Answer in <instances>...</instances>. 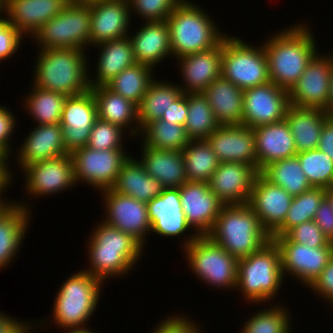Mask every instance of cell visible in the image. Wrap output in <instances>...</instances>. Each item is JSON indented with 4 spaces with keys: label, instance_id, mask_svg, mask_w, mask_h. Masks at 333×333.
I'll return each instance as SVG.
<instances>
[{
    "label": "cell",
    "instance_id": "cell-1",
    "mask_svg": "<svg viewBox=\"0 0 333 333\" xmlns=\"http://www.w3.org/2000/svg\"><path fill=\"white\" fill-rule=\"evenodd\" d=\"M295 24L273 33L261 43L268 59L270 81L288 92L319 52L314 31L305 22Z\"/></svg>",
    "mask_w": 333,
    "mask_h": 333
},
{
    "label": "cell",
    "instance_id": "cell-2",
    "mask_svg": "<svg viewBox=\"0 0 333 333\" xmlns=\"http://www.w3.org/2000/svg\"><path fill=\"white\" fill-rule=\"evenodd\" d=\"M93 229L92 236L90 235L89 242L86 243L90 267L83 271L103 283L111 277H123L129 274L144 253L143 245L132 235L102 220Z\"/></svg>",
    "mask_w": 333,
    "mask_h": 333
},
{
    "label": "cell",
    "instance_id": "cell-3",
    "mask_svg": "<svg viewBox=\"0 0 333 333\" xmlns=\"http://www.w3.org/2000/svg\"><path fill=\"white\" fill-rule=\"evenodd\" d=\"M88 58L86 51L77 48L40 49L32 83L67 97L83 94L90 90L89 76L93 75L89 73Z\"/></svg>",
    "mask_w": 333,
    "mask_h": 333
},
{
    "label": "cell",
    "instance_id": "cell-4",
    "mask_svg": "<svg viewBox=\"0 0 333 333\" xmlns=\"http://www.w3.org/2000/svg\"><path fill=\"white\" fill-rule=\"evenodd\" d=\"M207 236L237 259L260 250L271 240L248 203L224 205Z\"/></svg>",
    "mask_w": 333,
    "mask_h": 333
},
{
    "label": "cell",
    "instance_id": "cell-5",
    "mask_svg": "<svg viewBox=\"0 0 333 333\" xmlns=\"http://www.w3.org/2000/svg\"><path fill=\"white\" fill-rule=\"evenodd\" d=\"M208 13L190 0H183L172 11L166 22L173 59L212 49L227 35Z\"/></svg>",
    "mask_w": 333,
    "mask_h": 333
},
{
    "label": "cell",
    "instance_id": "cell-6",
    "mask_svg": "<svg viewBox=\"0 0 333 333\" xmlns=\"http://www.w3.org/2000/svg\"><path fill=\"white\" fill-rule=\"evenodd\" d=\"M61 285L53 302V324L62 328L63 332L91 330L85 325L99 305L101 288L105 284L81 269L67 277Z\"/></svg>",
    "mask_w": 333,
    "mask_h": 333
},
{
    "label": "cell",
    "instance_id": "cell-7",
    "mask_svg": "<svg viewBox=\"0 0 333 333\" xmlns=\"http://www.w3.org/2000/svg\"><path fill=\"white\" fill-rule=\"evenodd\" d=\"M281 255L271 239L260 250L238 259L236 290L243 294L248 303H268L284 282Z\"/></svg>",
    "mask_w": 333,
    "mask_h": 333
},
{
    "label": "cell",
    "instance_id": "cell-8",
    "mask_svg": "<svg viewBox=\"0 0 333 333\" xmlns=\"http://www.w3.org/2000/svg\"><path fill=\"white\" fill-rule=\"evenodd\" d=\"M222 76L243 90L270 82L263 45L251 46L237 36L226 35L222 40Z\"/></svg>",
    "mask_w": 333,
    "mask_h": 333
},
{
    "label": "cell",
    "instance_id": "cell-9",
    "mask_svg": "<svg viewBox=\"0 0 333 333\" xmlns=\"http://www.w3.org/2000/svg\"><path fill=\"white\" fill-rule=\"evenodd\" d=\"M90 29V5L70 2L41 26L32 38L40 49L77 48L87 51L91 46Z\"/></svg>",
    "mask_w": 333,
    "mask_h": 333
},
{
    "label": "cell",
    "instance_id": "cell-10",
    "mask_svg": "<svg viewBox=\"0 0 333 333\" xmlns=\"http://www.w3.org/2000/svg\"><path fill=\"white\" fill-rule=\"evenodd\" d=\"M182 250L189 269L200 281L221 290L236 289L238 259L208 236H198Z\"/></svg>",
    "mask_w": 333,
    "mask_h": 333
},
{
    "label": "cell",
    "instance_id": "cell-11",
    "mask_svg": "<svg viewBox=\"0 0 333 333\" xmlns=\"http://www.w3.org/2000/svg\"><path fill=\"white\" fill-rule=\"evenodd\" d=\"M124 149L96 150L87 146L71 153L74 162V179L91 185L96 190L110 189L123 162L129 157Z\"/></svg>",
    "mask_w": 333,
    "mask_h": 333
},
{
    "label": "cell",
    "instance_id": "cell-12",
    "mask_svg": "<svg viewBox=\"0 0 333 333\" xmlns=\"http://www.w3.org/2000/svg\"><path fill=\"white\" fill-rule=\"evenodd\" d=\"M271 239L279 248L284 278L295 277L303 286L308 287L333 257V246L313 248L290 241L285 235Z\"/></svg>",
    "mask_w": 333,
    "mask_h": 333
},
{
    "label": "cell",
    "instance_id": "cell-13",
    "mask_svg": "<svg viewBox=\"0 0 333 333\" xmlns=\"http://www.w3.org/2000/svg\"><path fill=\"white\" fill-rule=\"evenodd\" d=\"M332 54L317 53L312 58L297 83L288 92L290 105L318 108L327 112L333 66Z\"/></svg>",
    "mask_w": 333,
    "mask_h": 333
},
{
    "label": "cell",
    "instance_id": "cell-14",
    "mask_svg": "<svg viewBox=\"0 0 333 333\" xmlns=\"http://www.w3.org/2000/svg\"><path fill=\"white\" fill-rule=\"evenodd\" d=\"M99 192L103 193L104 213H106V217H103L102 221L132 235L145 246L146 237L151 233L146 203L119 194L111 188Z\"/></svg>",
    "mask_w": 333,
    "mask_h": 333
},
{
    "label": "cell",
    "instance_id": "cell-15",
    "mask_svg": "<svg viewBox=\"0 0 333 333\" xmlns=\"http://www.w3.org/2000/svg\"><path fill=\"white\" fill-rule=\"evenodd\" d=\"M290 106L288 91L273 82L247 88L243 98V125L250 128L280 122Z\"/></svg>",
    "mask_w": 333,
    "mask_h": 333
},
{
    "label": "cell",
    "instance_id": "cell-16",
    "mask_svg": "<svg viewBox=\"0 0 333 333\" xmlns=\"http://www.w3.org/2000/svg\"><path fill=\"white\" fill-rule=\"evenodd\" d=\"M22 171L25 191L33 198L49 197L76 186L71 154L30 164Z\"/></svg>",
    "mask_w": 333,
    "mask_h": 333
},
{
    "label": "cell",
    "instance_id": "cell-17",
    "mask_svg": "<svg viewBox=\"0 0 333 333\" xmlns=\"http://www.w3.org/2000/svg\"><path fill=\"white\" fill-rule=\"evenodd\" d=\"M151 231L160 237H180L187 231L184 244L181 247L189 246L197 237L192 228L187 224L179 188H164L163 192L146 203ZM190 229V230H189ZM192 231V234L190 233Z\"/></svg>",
    "mask_w": 333,
    "mask_h": 333
},
{
    "label": "cell",
    "instance_id": "cell-18",
    "mask_svg": "<svg viewBox=\"0 0 333 333\" xmlns=\"http://www.w3.org/2000/svg\"><path fill=\"white\" fill-rule=\"evenodd\" d=\"M179 194L187 224L198 236H207L224 204L207 182L187 181L179 187Z\"/></svg>",
    "mask_w": 333,
    "mask_h": 333
},
{
    "label": "cell",
    "instance_id": "cell-19",
    "mask_svg": "<svg viewBox=\"0 0 333 333\" xmlns=\"http://www.w3.org/2000/svg\"><path fill=\"white\" fill-rule=\"evenodd\" d=\"M97 119L96 103L91 90L66 98L60 125L63 128L65 149L70 154L75 149L87 146Z\"/></svg>",
    "mask_w": 333,
    "mask_h": 333
},
{
    "label": "cell",
    "instance_id": "cell-20",
    "mask_svg": "<svg viewBox=\"0 0 333 333\" xmlns=\"http://www.w3.org/2000/svg\"><path fill=\"white\" fill-rule=\"evenodd\" d=\"M292 198L284 188L272 184L259 172L248 204L271 236L284 223Z\"/></svg>",
    "mask_w": 333,
    "mask_h": 333
},
{
    "label": "cell",
    "instance_id": "cell-21",
    "mask_svg": "<svg viewBox=\"0 0 333 333\" xmlns=\"http://www.w3.org/2000/svg\"><path fill=\"white\" fill-rule=\"evenodd\" d=\"M258 173L253 166L241 162H221L208 185L224 205L245 204Z\"/></svg>",
    "mask_w": 333,
    "mask_h": 333
},
{
    "label": "cell",
    "instance_id": "cell-22",
    "mask_svg": "<svg viewBox=\"0 0 333 333\" xmlns=\"http://www.w3.org/2000/svg\"><path fill=\"white\" fill-rule=\"evenodd\" d=\"M207 142L219 162H241L257 170L255 135L246 125H220Z\"/></svg>",
    "mask_w": 333,
    "mask_h": 333
},
{
    "label": "cell",
    "instance_id": "cell-23",
    "mask_svg": "<svg viewBox=\"0 0 333 333\" xmlns=\"http://www.w3.org/2000/svg\"><path fill=\"white\" fill-rule=\"evenodd\" d=\"M91 47L128 36L131 17L128 0H104L90 4ZM131 16V17H130Z\"/></svg>",
    "mask_w": 333,
    "mask_h": 333
},
{
    "label": "cell",
    "instance_id": "cell-24",
    "mask_svg": "<svg viewBox=\"0 0 333 333\" xmlns=\"http://www.w3.org/2000/svg\"><path fill=\"white\" fill-rule=\"evenodd\" d=\"M182 82V93H203L217 78L222 76V41L207 51L177 58Z\"/></svg>",
    "mask_w": 333,
    "mask_h": 333
},
{
    "label": "cell",
    "instance_id": "cell-25",
    "mask_svg": "<svg viewBox=\"0 0 333 333\" xmlns=\"http://www.w3.org/2000/svg\"><path fill=\"white\" fill-rule=\"evenodd\" d=\"M17 150V166L22 170L39 161L70 154L64 146L63 128L58 124L36 125Z\"/></svg>",
    "mask_w": 333,
    "mask_h": 333
},
{
    "label": "cell",
    "instance_id": "cell-26",
    "mask_svg": "<svg viewBox=\"0 0 333 333\" xmlns=\"http://www.w3.org/2000/svg\"><path fill=\"white\" fill-rule=\"evenodd\" d=\"M136 63L155 70L166 57L172 59L170 30L166 21L143 22L138 31L128 34ZM161 61V62H160Z\"/></svg>",
    "mask_w": 333,
    "mask_h": 333
},
{
    "label": "cell",
    "instance_id": "cell-27",
    "mask_svg": "<svg viewBox=\"0 0 333 333\" xmlns=\"http://www.w3.org/2000/svg\"><path fill=\"white\" fill-rule=\"evenodd\" d=\"M66 4L64 0H5L4 15L23 36L31 37Z\"/></svg>",
    "mask_w": 333,
    "mask_h": 333
},
{
    "label": "cell",
    "instance_id": "cell-28",
    "mask_svg": "<svg viewBox=\"0 0 333 333\" xmlns=\"http://www.w3.org/2000/svg\"><path fill=\"white\" fill-rule=\"evenodd\" d=\"M252 130L255 135L258 172L273 162L296 156L294 138L285 119L254 127Z\"/></svg>",
    "mask_w": 333,
    "mask_h": 333
},
{
    "label": "cell",
    "instance_id": "cell-29",
    "mask_svg": "<svg viewBox=\"0 0 333 333\" xmlns=\"http://www.w3.org/2000/svg\"><path fill=\"white\" fill-rule=\"evenodd\" d=\"M18 202L8 205L0 213V270H5L19 254L29 221H32V207L26 205L27 202Z\"/></svg>",
    "mask_w": 333,
    "mask_h": 333
},
{
    "label": "cell",
    "instance_id": "cell-30",
    "mask_svg": "<svg viewBox=\"0 0 333 333\" xmlns=\"http://www.w3.org/2000/svg\"><path fill=\"white\" fill-rule=\"evenodd\" d=\"M141 146L139 161L147 174L158 180L164 188H179L187 182L182 151Z\"/></svg>",
    "mask_w": 333,
    "mask_h": 333
},
{
    "label": "cell",
    "instance_id": "cell-31",
    "mask_svg": "<svg viewBox=\"0 0 333 333\" xmlns=\"http://www.w3.org/2000/svg\"><path fill=\"white\" fill-rule=\"evenodd\" d=\"M90 90L96 103L98 119L116 124L126 132L129 131V136L136 137L140 134L137 104L114 93L106 86H97Z\"/></svg>",
    "mask_w": 333,
    "mask_h": 333
},
{
    "label": "cell",
    "instance_id": "cell-32",
    "mask_svg": "<svg viewBox=\"0 0 333 333\" xmlns=\"http://www.w3.org/2000/svg\"><path fill=\"white\" fill-rule=\"evenodd\" d=\"M203 94L220 125L243 124V89L221 76L209 85Z\"/></svg>",
    "mask_w": 333,
    "mask_h": 333
},
{
    "label": "cell",
    "instance_id": "cell-33",
    "mask_svg": "<svg viewBox=\"0 0 333 333\" xmlns=\"http://www.w3.org/2000/svg\"><path fill=\"white\" fill-rule=\"evenodd\" d=\"M93 48H100V54L96 59V78L89 76L90 88L105 86L125 68L136 63L128 36L102 42Z\"/></svg>",
    "mask_w": 333,
    "mask_h": 333
},
{
    "label": "cell",
    "instance_id": "cell-34",
    "mask_svg": "<svg viewBox=\"0 0 333 333\" xmlns=\"http://www.w3.org/2000/svg\"><path fill=\"white\" fill-rule=\"evenodd\" d=\"M132 157L130 155L123 162L111 189L119 194L147 203L159 196L164 187L158 180L147 174L145 167L140 161H137V158Z\"/></svg>",
    "mask_w": 333,
    "mask_h": 333
},
{
    "label": "cell",
    "instance_id": "cell-35",
    "mask_svg": "<svg viewBox=\"0 0 333 333\" xmlns=\"http://www.w3.org/2000/svg\"><path fill=\"white\" fill-rule=\"evenodd\" d=\"M329 117L325 110L318 108L288 107L285 120L290 126L297 153L317 149L322 127Z\"/></svg>",
    "mask_w": 333,
    "mask_h": 333
},
{
    "label": "cell",
    "instance_id": "cell-36",
    "mask_svg": "<svg viewBox=\"0 0 333 333\" xmlns=\"http://www.w3.org/2000/svg\"><path fill=\"white\" fill-rule=\"evenodd\" d=\"M182 94L181 88L174 82L156 81L150 83L138 105V123L140 130L149 122L160 120L164 111Z\"/></svg>",
    "mask_w": 333,
    "mask_h": 333
},
{
    "label": "cell",
    "instance_id": "cell-37",
    "mask_svg": "<svg viewBox=\"0 0 333 333\" xmlns=\"http://www.w3.org/2000/svg\"><path fill=\"white\" fill-rule=\"evenodd\" d=\"M30 93L23 97L24 108L36 125L58 124L61 121L64 102L67 98L62 93L41 89L32 84Z\"/></svg>",
    "mask_w": 333,
    "mask_h": 333
},
{
    "label": "cell",
    "instance_id": "cell-38",
    "mask_svg": "<svg viewBox=\"0 0 333 333\" xmlns=\"http://www.w3.org/2000/svg\"><path fill=\"white\" fill-rule=\"evenodd\" d=\"M260 173L272 184L284 188L292 197L313 188L302 171L297 156L273 162Z\"/></svg>",
    "mask_w": 333,
    "mask_h": 333
},
{
    "label": "cell",
    "instance_id": "cell-39",
    "mask_svg": "<svg viewBox=\"0 0 333 333\" xmlns=\"http://www.w3.org/2000/svg\"><path fill=\"white\" fill-rule=\"evenodd\" d=\"M184 124L190 140H206L219 126L208 99L203 93H188Z\"/></svg>",
    "mask_w": 333,
    "mask_h": 333
},
{
    "label": "cell",
    "instance_id": "cell-40",
    "mask_svg": "<svg viewBox=\"0 0 333 333\" xmlns=\"http://www.w3.org/2000/svg\"><path fill=\"white\" fill-rule=\"evenodd\" d=\"M153 68L135 63L125 68L105 86L116 94L139 105L148 86L154 80Z\"/></svg>",
    "mask_w": 333,
    "mask_h": 333
},
{
    "label": "cell",
    "instance_id": "cell-41",
    "mask_svg": "<svg viewBox=\"0 0 333 333\" xmlns=\"http://www.w3.org/2000/svg\"><path fill=\"white\" fill-rule=\"evenodd\" d=\"M182 153L187 181L208 183L220 162L207 140H190Z\"/></svg>",
    "mask_w": 333,
    "mask_h": 333
},
{
    "label": "cell",
    "instance_id": "cell-42",
    "mask_svg": "<svg viewBox=\"0 0 333 333\" xmlns=\"http://www.w3.org/2000/svg\"><path fill=\"white\" fill-rule=\"evenodd\" d=\"M140 132L141 144L157 150L183 151L190 142L184 126L162 120L147 123Z\"/></svg>",
    "mask_w": 333,
    "mask_h": 333
},
{
    "label": "cell",
    "instance_id": "cell-43",
    "mask_svg": "<svg viewBox=\"0 0 333 333\" xmlns=\"http://www.w3.org/2000/svg\"><path fill=\"white\" fill-rule=\"evenodd\" d=\"M326 196L327 189L313 187L293 197L284 223L271 236H283L295 226L314 220L316 211Z\"/></svg>",
    "mask_w": 333,
    "mask_h": 333
},
{
    "label": "cell",
    "instance_id": "cell-44",
    "mask_svg": "<svg viewBox=\"0 0 333 333\" xmlns=\"http://www.w3.org/2000/svg\"><path fill=\"white\" fill-rule=\"evenodd\" d=\"M273 305L272 307L255 312L251 318L243 322L244 325L240 333H291L290 312L284 308L283 304ZM291 326V327H290Z\"/></svg>",
    "mask_w": 333,
    "mask_h": 333
},
{
    "label": "cell",
    "instance_id": "cell-45",
    "mask_svg": "<svg viewBox=\"0 0 333 333\" xmlns=\"http://www.w3.org/2000/svg\"><path fill=\"white\" fill-rule=\"evenodd\" d=\"M301 169L314 188L333 187V160L318 148L297 153Z\"/></svg>",
    "mask_w": 333,
    "mask_h": 333
},
{
    "label": "cell",
    "instance_id": "cell-46",
    "mask_svg": "<svg viewBox=\"0 0 333 333\" xmlns=\"http://www.w3.org/2000/svg\"><path fill=\"white\" fill-rule=\"evenodd\" d=\"M126 134L128 132L118 125L97 119L91 129L87 147L96 150L123 149L125 139H122Z\"/></svg>",
    "mask_w": 333,
    "mask_h": 333
},
{
    "label": "cell",
    "instance_id": "cell-47",
    "mask_svg": "<svg viewBox=\"0 0 333 333\" xmlns=\"http://www.w3.org/2000/svg\"><path fill=\"white\" fill-rule=\"evenodd\" d=\"M183 0H128L130 14L139 16L142 22L166 21Z\"/></svg>",
    "mask_w": 333,
    "mask_h": 333
},
{
    "label": "cell",
    "instance_id": "cell-48",
    "mask_svg": "<svg viewBox=\"0 0 333 333\" xmlns=\"http://www.w3.org/2000/svg\"><path fill=\"white\" fill-rule=\"evenodd\" d=\"M285 236L293 242L306 244L309 247L333 246L314 220L301 223L290 229Z\"/></svg>",
    "mask_w": 333,
    "mask_h": 333
},
{
    "label": "cell",
    "instance_id": "cell-49",
    "mask_svg": "<svg viewBox=\"0 0 333 333\" xmlns=\"http://www.w3.org/2000/svg\"><path fill=\"white\" fill-rule=\"evenodd\" d=\"M23 37L5 15L0 17V61L3 62L17 52Z\"/></svg>",
    "mask_w": 333,
    "mask_h": 333
},
{
    "label": "cell",
    "instance_id": "cell-50",
    "mask_svg": "<svg viewBox=\"0 0 333 333\" xmlns=\"http://www.w3.org/2000/svg\"><path fill=\"white\" fill-rule=\"evenodd\" d=\"M174 315L165 317V320H161L163 322L157 323L156 329L154 328L151 333H202L200 324L191 321V317L190 319L185 317L184 313L183 315Z\"/></svg>",
    "mask_w": 333,
    "mask_h": 333
},
{
    "label": "cell",
    "instance_id": "cell-51",
    "mask_svg": "<svg viewBox=\"0 0 333 333\" xmlns=\"http://www.w3.org/2000/svg\"><path fill=\"white\" fill-rule=\"evenodd\" d=\"M308 287L333 306V257Z\"/></svg>",
    "mask_w": 333,
    "mask_h": 333
},
{
    "label": "cell",
    "instance_id": "cell-52",
    "mask_svg": "<svg viewBox=\"0 0 333 333\" xmlns=\"http://www.w3.org/2000/svg\"><path fill=\"white\" fill-rule=\"evenodd\" d=\"M5 105H0V145L12 156L11 136L15 131L16 119Z\"/></svg>",
    "mask_w": 333,
    "mask_h": 333
},
{
    "label": "cell",
    "instance_id": "cell-53",
    "mask_svg": "<svg viewBox=\"0 0 333 333\" xmlns=\"http://www.w3.org/2000/svg\"><path fill=\"white\" fill-rule=\"evenodd\" d=\"M8 316V317H7ZM18 318H13L8 314H4V312L0 311V333H33V329H37L40 326L46 324L47 321H36L37 323H33L32 321L24 322L23 320H17ZM30 322V323H29ZM43 323V324H42ZM42 324V325H41ZM33 325V326H32ZM37 326L34 328V326ZM32 330V331H31Z\"/></svg>",
    "mask_w": 333,
    "mask_h": 333
},
{
    "label": "cell",
    "instance_id": "cell-54",
    "mask_svg": "<svg viewBox=\"0 0 333 333\" xmlns=\"http://www.w3.org/2000/svg\"><path fill=\"white\" fill-rule=\"evenodd\" d=\"M314 222L320 227L330 242H333V207L327 196L318 207Z\"/></svg>",
    "mask_w": 333,
    "mask_h": 333
},
{
    "label": "cell",
    "instance_id": "cell-55",
    "mask_svg": "<svg viewBox=\"0 0 333 333\" xmlns=\"http://www.w3.org/2000/svg\"><path fill=\"white\" fill-rule=\"evenodd\" d=\"M187 117V97L186 93H182L172 104L166 109L160 120L184 126Z\"/></svg>",
    "mask_w": 333,
    "mask_h": 333
},
{
    "label": "cell",
    "instance_id": "cell-56",
    "mask_svg": "<svg viewBox=\"0 0 333 333\" xmlns=\"http://www.w3.org/2000/svg\"><path fill=\"white\" fill-rule=\"evenodd\" d=\"M317 148L333 160V116L324 122Z\"/></svg>",
    "mask_w": 333,
    "mask_h": 333
},
{
    "label": "cell",
    "instance_id": "cell-57",
    "mask_svg": "<svg viewBox=\"0 0 333 333\" xmlns=\"http://www.w3.org/2000/svg\"><path fill=\"white\" fill-rule=\"evenodd\" d=\"M9 161H0V201L3 202H15V201H8L7 199L3 200V192L7 191V188L11 186L10 182H13V177L12 175L13 171L11 172L10 166L8 165ZM7 200V201H6Z\"/></svg>",
    "mask_w": 333,
    "mask_h": 333
},
{
    "label": "cell",
    "instance_id": "cell-58",
    "mask_svg": "<svg viewBox=\"0 0 333 333\" xmlns=\"http://www.w3.org/2000/svg\"><path fill=\"white\" fill-rule=\"evenodd\" d=\"M327 113L333 116V66L331 71V85H330V96L327 104Z\"/></svg>",
    "mask_w": 333,
    "mask_h": 333
},
{
    "label": "cell",
    "instance_id": "cell-59",
    "mask_svg": "<svg viewBox=\"0 0 333 333\" xmlns=\"http://www.w3.org/2000/svg\"><path fill=\"white\" fill-rule=\"evenodd\" d=\"M11 155L0 145V161L10 160Z\"/></svg>",
    "mask_w": 333,
    "mask_h": 333
},
{
    "label": "cell",
    "instance_id": "cell-60",
    "mask_svg": "<svg viewBox=\"0 0 333 333\" xmlns=\"http://www.w3.org/2000/svg\"><path fill=\"white\" fill-rule=\"evenodd\" d=\"M99 1H104V0H71V3L90 5Z\"/></svg>",
    "mask_w": 333,
    "mask_h": 333
},
{
    "label": "cell",
    "instance_id": "cell-61",
    "mask_svg": "<svg viewBox=\"0 0 333 333\" xmlns=\"http://www.w3.org/2000/svg\"><path fill=\"white\" fill-rule=\"evenodd\" d=\"M15 202H3L0 201V213L8 206L11 204H14Z\"/></svg>",
    "mask_w": 333,
    "mask_h": 333
},
{
    "label": "cell",
    "instance_id": "cell-62",
    "mask_svg": "<svg viewBox=\"0 0 333 333\" xmlns=\"http://www.w3.org/2000/svg\"><path fill=\"white\" fill-rule=\"evenodd\" d=\"M327 197L330 199L332 207H333V187L327 189Z\"/></svg>",
    "mask_w": 333,
    "mask_h": 333
},
{
    "label": "cell",
    "instance_id": "cell-63",
    "mask_svg": "<svg viewBox=\"0 0 333 333\" xmlns=\"http://www.w3.org/2000/svg\"><path fill=\"white\" fill-rule=\"evenodd\" d=\"M97 331L93 330H75V331H67L66 333H95Z\"/></svg>",
    "mask_w": 333,
    "mask_h": 333
},
{
    "label": "cell",
    "instance_id": "cell-64",
    "mask_svg": "<svg viewBox=\"0 0 333 333\" xmlns=\"http://www.w3.org/2000/svg\"><path fill=\"white\" fill-rule=\"evenodd\" d=\"M5 0H0V15L4 14Z\"/></svg>",
    "mask_w": 333,
    "mask_h": 333
},
{
    "label": "cell",
    "instance_id": "cell-65",
    "mask_svg": "<svg viewBox=\"0 0 333 333\" xmlns=\"http://www.w3.org/2000/svg\"><path fill=\"white\" fill-rule=\"evenodd\" d=\"M66 3H70L71 2V0H64Z\"/></svg>",
    "mask_w": 333,
    "mask_h": 333
}]
</instances>
